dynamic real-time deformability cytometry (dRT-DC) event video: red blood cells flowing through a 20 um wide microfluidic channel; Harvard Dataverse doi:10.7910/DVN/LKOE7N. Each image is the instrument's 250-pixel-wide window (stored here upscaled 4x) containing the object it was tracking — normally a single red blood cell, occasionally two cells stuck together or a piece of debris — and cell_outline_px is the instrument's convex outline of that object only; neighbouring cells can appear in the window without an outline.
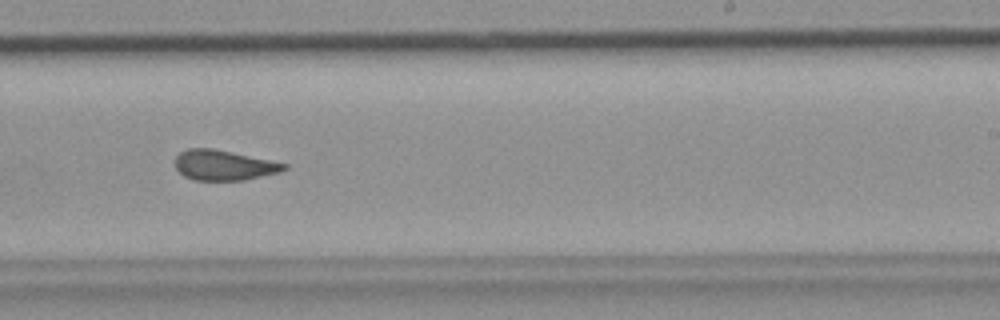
{"species": "common noctule bat (a hibernating species)", "species_latin": "Nyctalus noctula", "temperature_condition": "room temperature", "stored_images_in_passage": 43, "camera_frame_rate_fps": 3000, "um_per_image_px": 0.085, "animal": {"sex": "female", "body_mass_g": 19.9}, "frame": {"image": 1, "passage_image": 25, "time_ms": 8.0, "image_size_px": [1000, 320], "cell_outline_px": [[288, 168], [280, 172], [244, 180], [196, 180], [184, 176], [176, 168], [176, 156], [180, 152], [188, 148], [212, 148], [232, 152], [288, 164]], "centroid_in_image_um": [19.03, 14.04], "position_along_channel_um": 270.0, "area_um2": 19.02}}
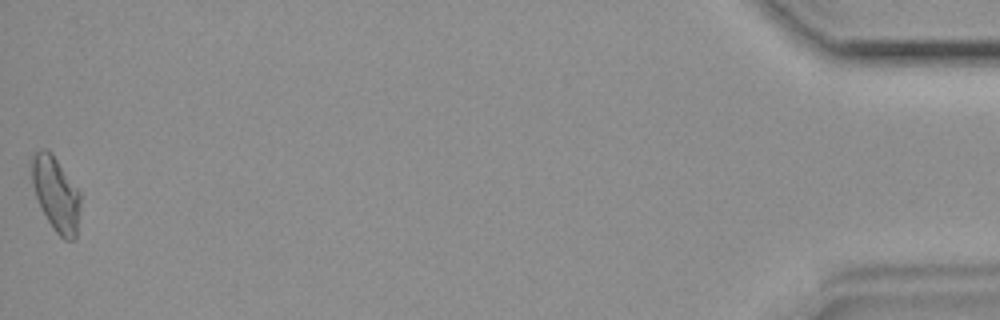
{"frame": {"image": 2, "passage_image": 43, "time_ms": 14.0, "image_size_px": [1000, 320], "cell_outline_px": [[80, 204], [76, 236], [72, 240], [64, 240], [56, 232], [48, 220], [36, 196], [32, 184], [32, 156], [36, 152], [44, 148], [48, 148], [52, 152], [80, 192]], "centroid_in_image_um": [4.76, 16.46], "position_along_channel_um": 430.4, "area_um2": 20.81}}